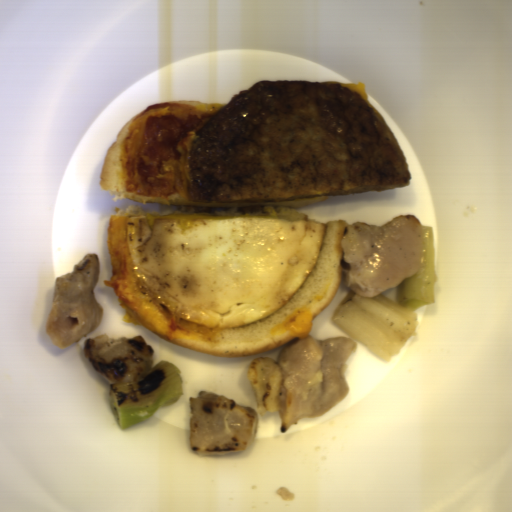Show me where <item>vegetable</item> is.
<instances>
[{"label":"vegetable","instance_id":"obj_2","mask_svg":"<svg viewBox=\"0 0 512 512\" xmlns=\"http://www.w3.org/2000/svg\"><path fill=\"white\" fill-rule=\"evenodd\" d=\"M178 366L160 360L138 380L122 385H110L108 406L123 430L149 420L165 406L180 400L184 393Z\"/></svg>","mask_w":512,"mask_h":512},{"label":"vegetable","instance_id":"obj_1","mask_svg":"<svg viewBox=\"0 0 512 512\" xmlns=\"http://www.w3.org/2000/svg\"><path fill=\"white\" fill-rule=\"evenodd\" d=\"M422 228V254L415 275L395 287V302L382 293L363 297L354 290L337 304L330 321L387 364L398 355L412 336L418 335V314L435 303L433 226Z\"/></svg>","mask_w":512,"mask_h":512}]
</instances>
